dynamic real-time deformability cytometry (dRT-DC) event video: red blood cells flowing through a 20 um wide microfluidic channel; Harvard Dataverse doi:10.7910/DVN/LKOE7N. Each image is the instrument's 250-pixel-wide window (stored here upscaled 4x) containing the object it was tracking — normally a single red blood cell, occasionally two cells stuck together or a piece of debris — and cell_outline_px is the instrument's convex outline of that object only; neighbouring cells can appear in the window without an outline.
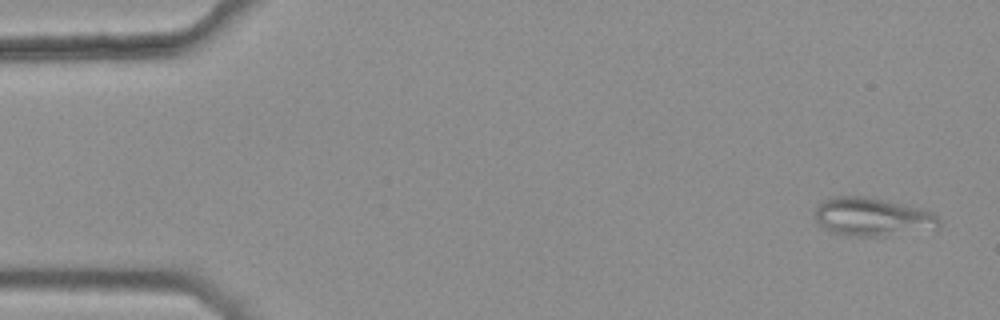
{"species": "common noctule bat (a hibernating species)", "species_latin": "Nyctalus noctula", "temperature_condition": "warm", "stored_images_in_passage": 5, "camera_frame_rate_fps": 3000, "um_per_image_px": 0.085, "animal": {"sex": "female", "body_mass_g": 25.1}, "frame": {"image": 1, "passage_image": 5, "time_ms": 1.333, "image_size_px": [1000, 320], "cell_outline_px": [[940, 228], [936, 232], [884, 236], [856, 236], [836, 232], [824, 228], [816, 220], [816, 208], [824, 200], [836, 196], [864, 196], [884, 200], [920, 208], [932, 212], [936, 216], [940, 224]], "centroid_in_image_um": [74.28, 18.47], "position_along_channel_um": 10.7, "area_um2": 27.98}}